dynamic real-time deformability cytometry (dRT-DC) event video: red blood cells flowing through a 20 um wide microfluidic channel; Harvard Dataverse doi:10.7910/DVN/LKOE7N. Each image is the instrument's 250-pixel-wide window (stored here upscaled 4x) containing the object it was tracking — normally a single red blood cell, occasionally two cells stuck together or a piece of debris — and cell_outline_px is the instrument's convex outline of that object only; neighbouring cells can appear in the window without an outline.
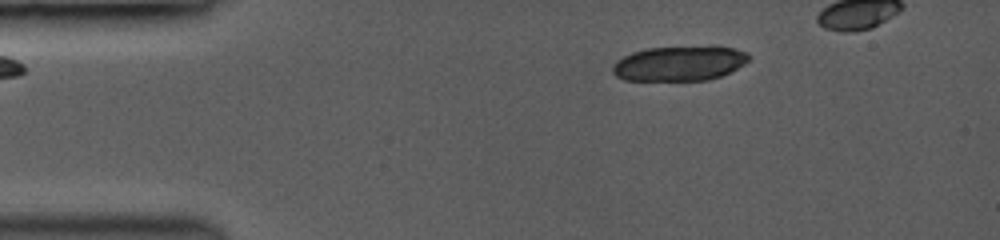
{"species": "common noctule bat (a hibernating species)", "species_latin": "Nyctalus noctula", "temperature_condition": "room temperature", "stored_images_in_passage": 12, "camera_frame_rate_fps": 3500, "um_per_image_px": 0.085, "animal": {"sex": "female", "body_mass_g": 19.0, "forearm_length_mm": 53.3}, "frame": {"image": 1, "passage_image": 1, "time_ms": 0.0, "image_size_px": [1000, 240], "cell_outline_px": [[748, 60], [744, 64], [720, 76], [708, 80], [624, 80], [616, 76], [612, 72], [612, 68], [624, 56], [632, 52], [648, 48], [732, 48], [748, 52]], "centroid_in_image_um": [57.72, 5.42], "position_along_channel_um": 27.3, "area_um2": 26.7}}